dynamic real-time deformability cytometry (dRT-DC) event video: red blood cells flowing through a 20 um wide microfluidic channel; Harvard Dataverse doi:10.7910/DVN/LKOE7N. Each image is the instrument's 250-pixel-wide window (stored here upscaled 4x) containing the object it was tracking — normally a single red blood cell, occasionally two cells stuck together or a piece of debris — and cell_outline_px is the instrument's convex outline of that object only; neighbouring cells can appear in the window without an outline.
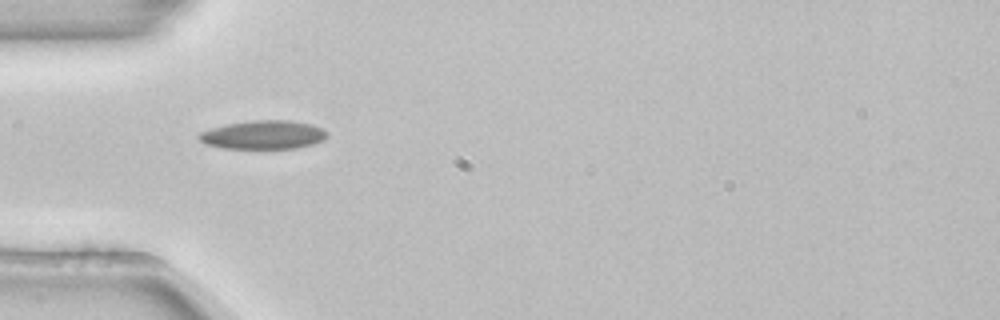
{"species": "common noctule bat (a hibernating species)", "species_latin": "Nyctalus noctula", "temperature_condition": "room temperature", "stored_images_in_passage": 38, "camera_frame_rate_fps": 3000, "um_per_image_px": 0.085, "animal": {"sex": "female", "body_mass_g": 22.7, "forearm_length_mm": 54.2}, "frame": {"image": 1, "passage_image": 1, "time_ms": 0.0, "image_size_px": [1000, 320], "cell_outline_px": [[328, 136], [324, 140], [312, 144], [296, 148], [224, 148], [204, 144], [196, 136], [200, 132], [212, 128], [228, 124], [252, 120], [288, 120], [312, 124], [328, 132]], "centroid_in_image_um": [22.39, 11.46], "position_along_channel_um": 62.6, "area_um2": 21.33}}
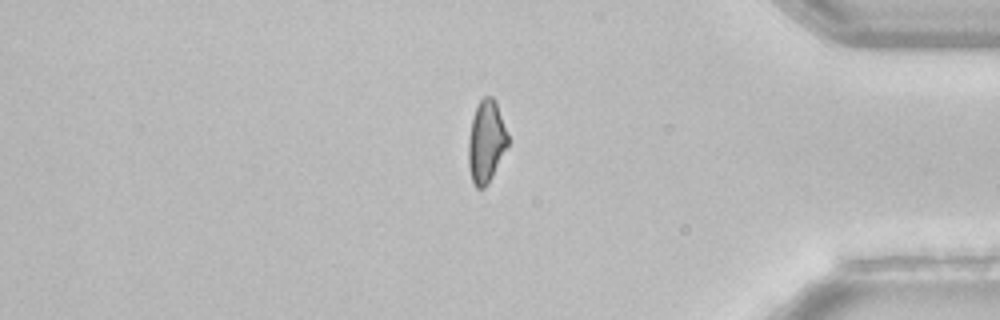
{"frame": {"image": 2, "passage_image": 29, "time_ms": 9.333, "image_size_px": [1000, 320], "cell_outline_px": [[508, 144], [488, 184], [484, 188], [476, 188], [472, 184], [468, 164], [468, 140], [472, 120], [476, 104], [484, 96], [492, 96], [496, 100], [508, 136]], "centroid_in_image_um": [41.3, 12.03], "position_along_channel_um": 393.9, "area_um2": 18.96}}
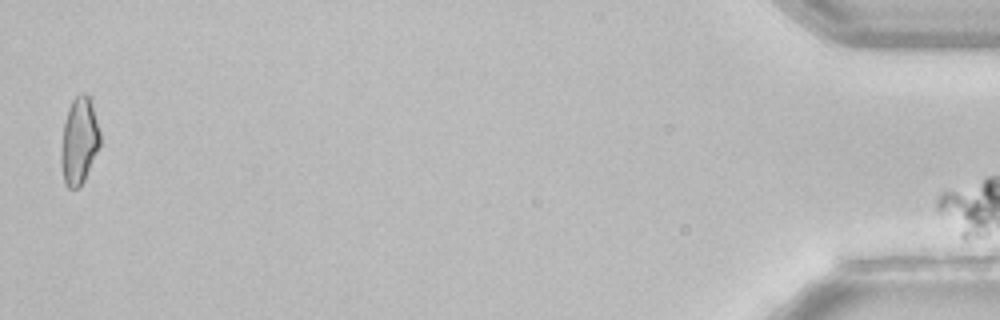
{"frame": {"image": 3, "passage_image": 37, "time_ms": 12.0, "image_size_px": [1000, 320], "cell_outline_px": [[100, 148], [84, 180], [76, 188], [68, 188], [64, 184], [60, 164], [60, 156], [64, 120], [68, 108], [72, 100], [76, 96], [84, 92], [88, 96], [100, 132]], "centroid_in_image_um": [6.7, 12.02], "position_along_channel_um": 428.5, "area_um2": 19.71}, "authors_computed_cell_mechanics": {"area_um2": 19.6231, "velocity_mm_per_s": 3.868, "shape_relaxation_time_tau1_ms": 4.2805, "shape_relaxation_time_tau2_ms": null, "deformation_change_tau1": 0.1098, "deformation_change_tau2": null}}